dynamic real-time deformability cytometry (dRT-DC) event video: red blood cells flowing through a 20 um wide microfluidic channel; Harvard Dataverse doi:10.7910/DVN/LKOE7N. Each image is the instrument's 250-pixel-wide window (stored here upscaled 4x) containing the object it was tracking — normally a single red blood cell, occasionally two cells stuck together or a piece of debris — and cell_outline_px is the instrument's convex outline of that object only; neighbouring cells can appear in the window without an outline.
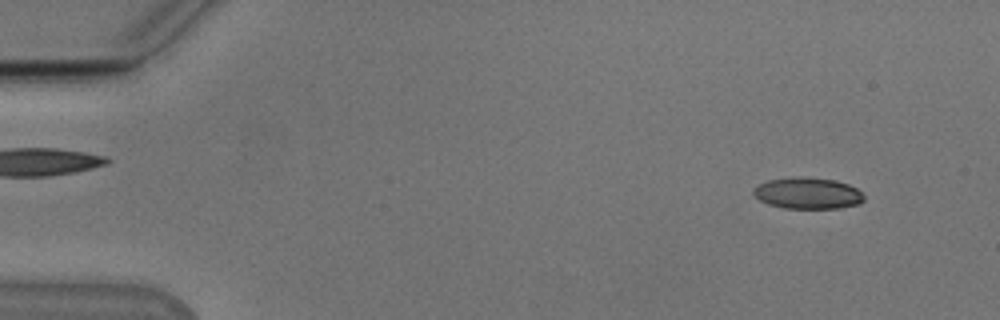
{"species": "Egyptian fruit bat (a non-hibernating species)", "species_latin": "Rousettus aegyptiacus", "temperature_condition": "cold", "stored_images_in_passage": 50, "camera_frame_rate_fps": 3000, "um_per_image_px": 0.085, "animal": {"sex": "male"}, "frame": {"image": 1, "passage_image": 2, "time_ms": 0.333, "image_size_px": [1000, 320], "cell_outline_px": [[864, 200], [860, 204], [840, 208], [784, 208], [768, 204], [760, 200], [752, 192], [760, 184], [768, 180], [796, 176], [800, 176], [832, 180], [848, 184], [856, 188], [864, 196]], "centroid_in_image_um": [68.67, 16.43], "position_along_channel_um": 16.3, "area_um2": 20.06}}
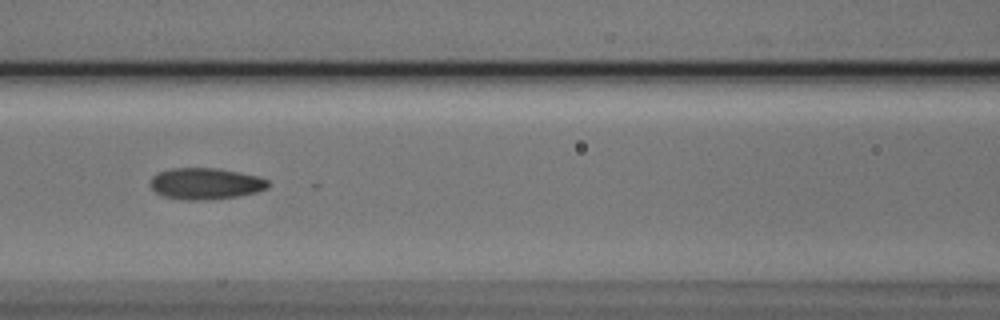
{"frame": {"image": 2, "passage_image": 21, "time_ms": 6.667, "image_size_px": [1000, 320], "cell_outline_px": [[272, 184], [268, 188], [256, 192], [236, 196], [208, 200], [180, 200], [164, 196], [156, 192], [152, 188], [152, 176], [160, 172], [172, 168], [216, 168], [260, 176], [268, 180]], "centroid_in_image_um": [17.52, 15.61], "position_along_channel_um": 149.1, "area_um2": 21.56}}
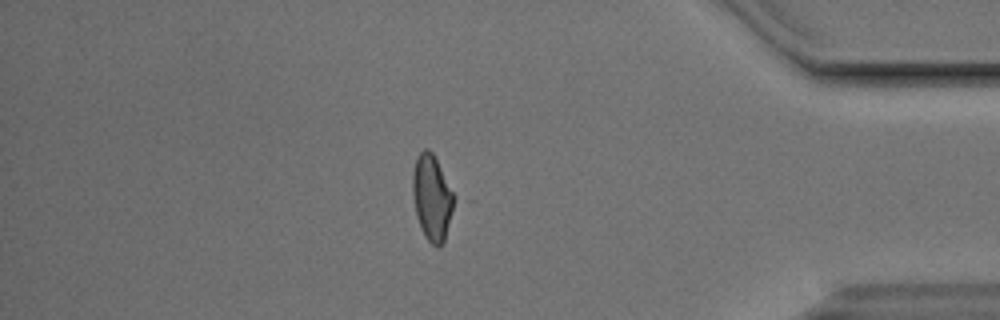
{"frame": {"image": 3, "passage_image": 43, "time_ms": 14.0, "image_size_px": [1000, 320], "cell_outline_px": [[460, 200], [444, 240], [436, 248], [424, 236], [420, 228], [416, 216], [412, 192], [412, 172], [416, 156], [424, 148], [428, 148], [432, 152]], "centroid_in_image_um": [36.78, 16.8], "position_along_channel_um": 398.4, "area_um2": 21.79}, "authors_computed_cell_mechanics": {"area_um2": 20.8369, "velocity_mm_per_s": 3.854, "shape_relaxation_time_tau1_ms": 4.068, "shape_relaxation_time_tau2_ms": 2.1009, "deformation_change_tau1": 0.1223, "deformation_change_tau2": 0.0754}}